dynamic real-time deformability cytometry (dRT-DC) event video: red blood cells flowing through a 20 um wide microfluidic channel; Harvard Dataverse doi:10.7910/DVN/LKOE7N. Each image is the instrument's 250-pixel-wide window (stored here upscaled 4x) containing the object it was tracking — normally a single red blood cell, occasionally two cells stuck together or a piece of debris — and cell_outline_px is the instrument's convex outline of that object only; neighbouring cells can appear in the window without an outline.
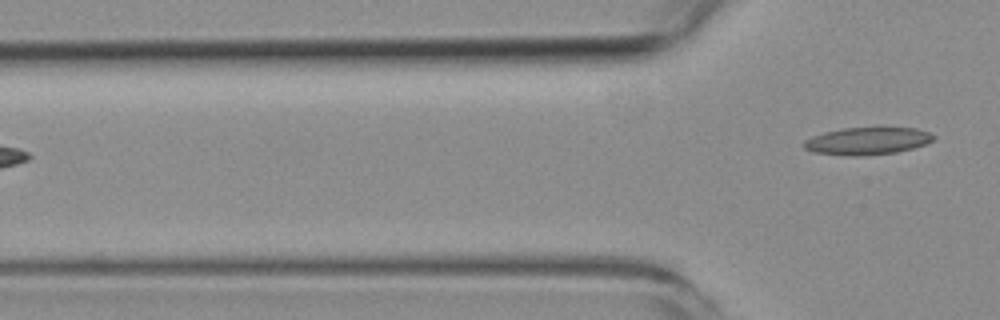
{"species": "common noctule bat (a hibernating species)", "species_latin": "Nyctalus noctula", "temperature_condition": "room temperature", "stored_images_in_passage": 5, "camera_frame_rate_fps": 3000, "um_per_image_px": 0.085, "animal": {"sex": "female", "body_mass_g": 19.3, "forearm_length_mm": 54.1}, "frame": {"image": 1, "passage_image": 5, "time_ms": 4.667, "image_size_px": [1000, 320], "cell_outline_px": [[936, 136], [932, 140], [924, 144], [912, 148], [896, 152], [864, 156], [852, 156], [812, 152], [804, 148], [804, 140], [812, 136], [824, 132], [844, 128], [916, 128], [928, 132]], "centroid_in_image_um": [73.69, 11.99], "position_along_channel_um": 52.1, "area_um2": 20.52}}